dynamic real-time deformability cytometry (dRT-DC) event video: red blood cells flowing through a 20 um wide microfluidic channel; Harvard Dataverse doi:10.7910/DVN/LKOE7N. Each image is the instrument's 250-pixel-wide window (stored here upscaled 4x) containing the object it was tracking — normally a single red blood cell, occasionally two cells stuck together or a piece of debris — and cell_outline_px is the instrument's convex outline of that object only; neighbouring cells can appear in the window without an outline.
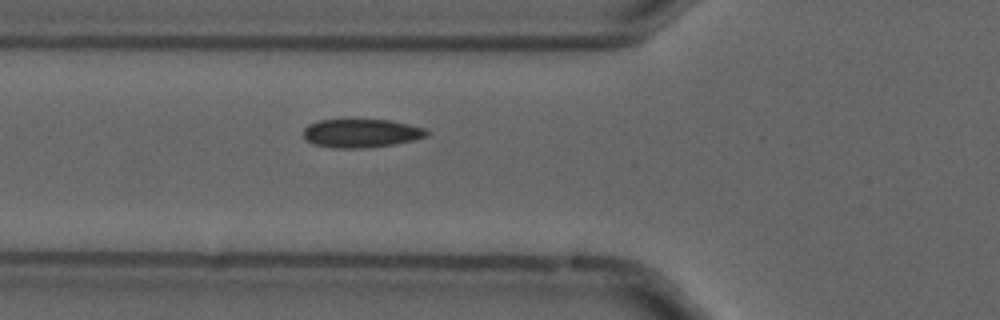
{"species": "common noctule bat (a hibernating species)", "species_latin": "Nyctalus noctula", "temperature_condition": "cold", "stored_images_in_passage": 2, "camera_frame_rate_fps": 3000, "um_per_image_px": 0.085, "animal": {"sex": "male", "forearm_length_mm": 52.5}, "frame": {"image": 1, "passage_image": 2, "time_ms": 0.333, "image_size_px": [1000, 320], "cell_outline_px": [[432, 132], [428, 136], [412, 140], [392, 144], [364, 148], [332, 148], [312, 144], [304, 136], [304, 128], [308, 124], [320, 120], [392, 120], [424, 128]], "centroid_in_image_um": [30.71, 11.32], "position_along_channel_um": 95.1, "area_um2": 20.46}}